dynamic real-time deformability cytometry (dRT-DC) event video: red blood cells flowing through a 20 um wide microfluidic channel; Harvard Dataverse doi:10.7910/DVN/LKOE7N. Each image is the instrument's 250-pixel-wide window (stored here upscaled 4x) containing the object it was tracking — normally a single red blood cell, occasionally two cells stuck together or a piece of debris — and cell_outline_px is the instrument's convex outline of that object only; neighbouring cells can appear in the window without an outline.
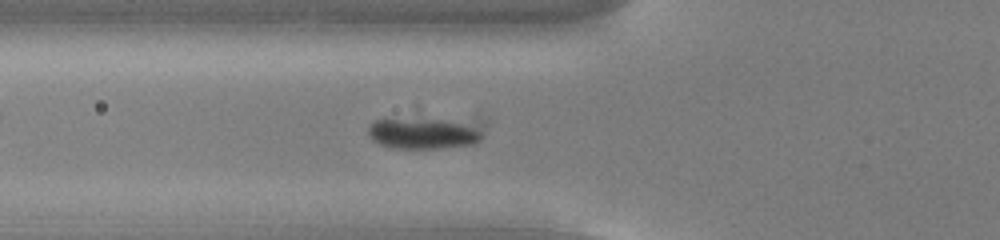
{"species": "common noctule bat (a hibernating species)", "species_latin": "Nyctalus noctula", "temperature_condition": "cold", "stored_images_in_passage": 55, "camera_frame_rate_fps": 3000, "um_per_image_px": 0.085, "animal": {"sex": "male", "body_mass_g": 13.0, "forearm_length_mm": 53.1}, "frame": {"image": 1, "passage_image": 20, "time_ms": 6.333, "image_size_px": [1000, 240], "cell_outline_px": [[488, 124], [484, 136], [480, 140], [472, 144], [440, 148], [392, 148], [380, 144], [372, 140], [368, 136], [368, 128], [376, 120], [476, 112], [488, 120]], "centroid_in_image_um": [36.51, 11.14], "position_along_channel_um": 89.3, "area_um2": 24.85}}
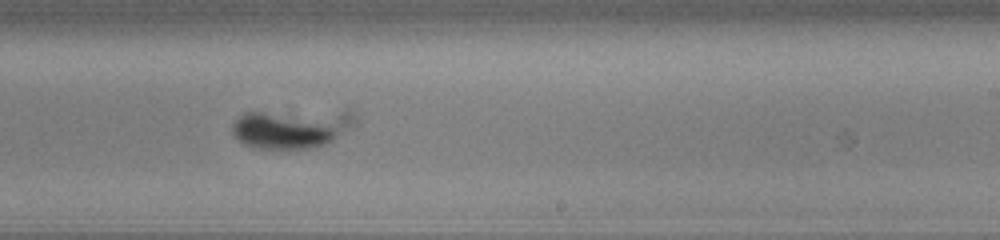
{"frame": {"image": 2, "passage_image": 34, "time_ms": 11.0, "image_size_px": [1000, 240], "cell_outline_px": [[356, 120], [352, 124], [332, 140], [324, 144], [312, 148], [256, 148], [244, 144], [232, 132], [232, 124], [244, 112], [348, 108], [356, 116]], "centroid_in_image_um": [24.81, 10.85], "position_along_channel_um": 264.2, "area_um2": 28.61}}
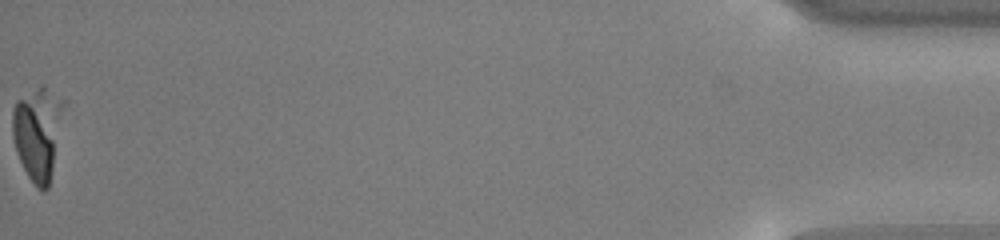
{"frame": {"image": 3, "passage_image": 55, "time_ms": 18.0, "image_size_px": [1000, 240], "cell_outline_px": [[64, 104], [52, 168], [48, 188], [44, 192], [36, 188], [28, 176], [20, 160], [12, 136], [12, 108], [16, 100], [44, 84], [64, 100]], "centroid_in_image_um": [3.18, 11.28], "position_along_channel_um": 432.0, "area_um2": 27.28}}